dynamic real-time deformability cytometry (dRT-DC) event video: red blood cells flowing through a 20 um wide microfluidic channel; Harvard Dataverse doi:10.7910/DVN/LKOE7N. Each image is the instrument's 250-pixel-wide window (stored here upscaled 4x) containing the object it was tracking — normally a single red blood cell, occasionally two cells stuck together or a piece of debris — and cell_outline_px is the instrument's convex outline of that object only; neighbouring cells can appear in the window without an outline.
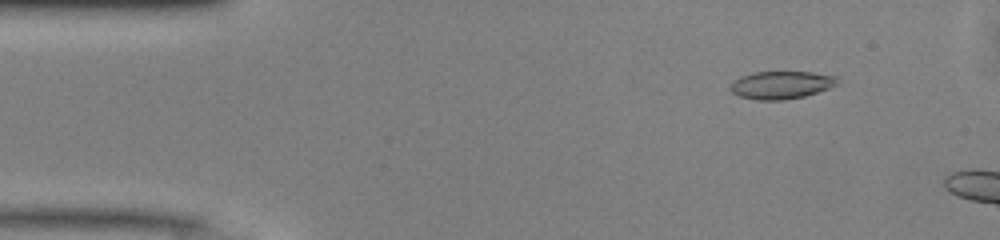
{"species": "common noctule bat (a hibernating species)", "species_latin": "Nyctalus noctula", "temperature_condition": "warm", "stored_images_in_passage": 8, "camera_frame_rate_fps": 3000, "um_per_image_px": 0.085, "animal": {"sex": "male", "body_mass_g": 13.0, "forearm_length_mm": 53.1}, "frame": {"image": 1, "passage_image": 5, "time_ms": 1.333, "image_size_px": [1000, 240], "cell_outline_px": [[840, 84], [804, 96], [784, 100], [756, 100], [740, 96], [732, 92], [728, 88], [740, 76], [756, 72], [812, 72], [840, 76]], "centroid_in_image_um": [66.46, 7.21], "position_along_channel_um": 18.5, "area_um2": 17.4}}